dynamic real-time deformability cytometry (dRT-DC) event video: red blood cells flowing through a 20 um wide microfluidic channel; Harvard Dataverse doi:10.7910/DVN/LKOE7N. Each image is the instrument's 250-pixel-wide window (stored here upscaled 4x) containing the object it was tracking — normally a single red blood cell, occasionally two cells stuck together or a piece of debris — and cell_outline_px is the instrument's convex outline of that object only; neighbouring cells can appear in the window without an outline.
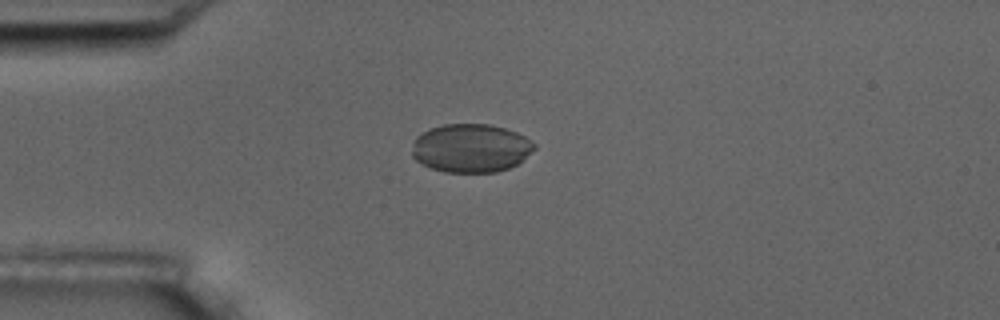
{"species": "common noctule bat (a hibernating species)", "species_latin": "Nyctalus noctula", "temperature_condition": "room temperature", "stored_images_in_passage": 2, "camera_frame_rate_fps": 3000, "um_per_image_px": 0.085, "animal": {"sex": "male", "body_mass_g": 17.5, "forearm_length_mm": 52.3}, "frame": {"image": 1, "passage_image": 1, "time_ms": 0.0, "image_size_px": [1000, 320], "cell_outline_px": [[536, 148], [516, 164], [508, 168], [496, 172], [444, 172], [432, 168], [416, 160], [412, 156], [412, 140], [416, 136], [432, 128], [444, 124], [488, 124], [504, 128], [516, 132], [532, 140], [536, 144]], "centroid_in_image_um": [40.01, 12.58], "position_along_channel_um": 45.0, "area_um2": 34.51}}